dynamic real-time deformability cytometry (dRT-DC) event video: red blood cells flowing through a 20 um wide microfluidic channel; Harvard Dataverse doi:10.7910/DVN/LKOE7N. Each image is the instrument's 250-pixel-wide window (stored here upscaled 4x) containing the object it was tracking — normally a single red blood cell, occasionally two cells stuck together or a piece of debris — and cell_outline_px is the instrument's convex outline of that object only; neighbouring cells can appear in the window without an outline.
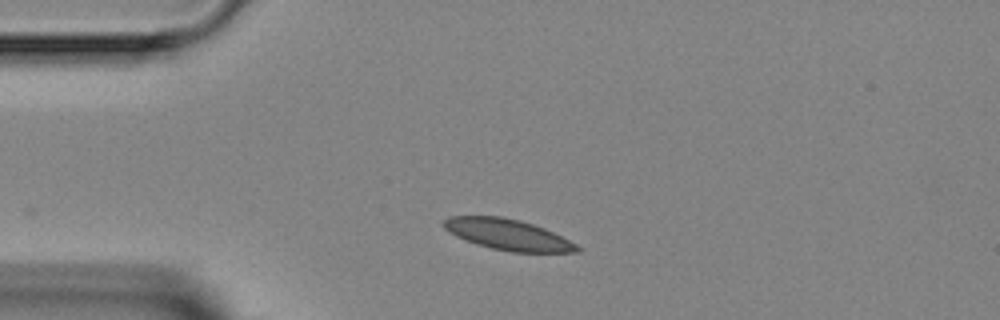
{"species": "Egyptian fruit bat (a non-hibernating species)", "species_latin": "Rousettus aegyptiacus", "temperature_condition": "room temperature", "stored_images_in_passage": 2, "camera_frame_rate_fps": 3000, "um_per_image_px": 0.085, "animal": {"sex": "female"}, "frame": {"image": 1, "passage_image": 2, "time_ms": 1.333, "image_size_px": [1000, 320], "cell_outline_px": [[580, 252], [512, 252], [492, 248], [476, 244], [456, 236], [448, 232], [440, 224], [448, 216], [500, 216], [520, 220], [544, 228], [576, 244], [580, 248]], "centroid_in_image_um": [43.11, 19.93], "position_along_channel_um": 41.9, "area_um2": 23.87}}